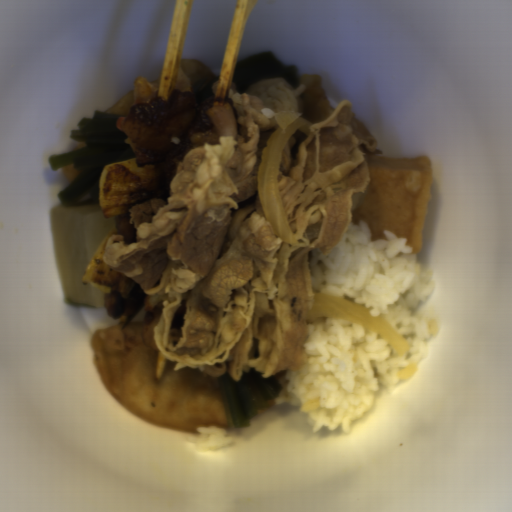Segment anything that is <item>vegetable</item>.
Here are the masks:
<instances>
[{
	"label": "vegetable",
	"instance_id": "add77e79",
	"mask_svg": "<svg viewBox=\"0 0 512 512\" xmlns=\"http://www.w3.org/2000/svg\"><path fill=\"white\" fill-rule=\"evenodd\" d=\"M169 195L161 171L157 167H138L136 157L104 166L99 176V205L106 217L130 214L136 204L152 199L169 205Z\"/></svg>",
	"mask_w": 512,
	"mask_h": 512
},
{
	"label": "vegetable",
	"instance_id": "ea0f7189",
	"mask_svg": "<svg viewBox=\"0 0 512 512\" xmlns=\"http://www.w3.org/2000/svg\"><path fill=\"white\" fill-rule=\"evenodd\" d=\"M112 235H118L116 226L108 231L99 248L86 266L81 282L89 283L109 295L124 296L130 292L136 281L113 269L104 261L107 242Z\"/></svg>",
	"mask_w": 512,
	"mask_h": 512
}]
</instances>
